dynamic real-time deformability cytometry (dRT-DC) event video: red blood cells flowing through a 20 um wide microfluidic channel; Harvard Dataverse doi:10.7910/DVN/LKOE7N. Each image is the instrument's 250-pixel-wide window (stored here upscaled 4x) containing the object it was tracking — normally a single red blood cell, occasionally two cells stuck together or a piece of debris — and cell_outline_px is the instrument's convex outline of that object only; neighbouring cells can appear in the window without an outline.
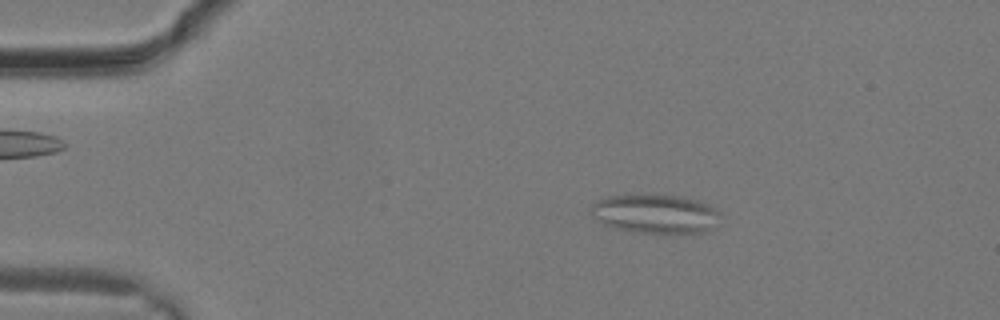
{"species": "common noctule bat (a hibernating species)", "species_latin": "Nyctalus noctula", "temperature_condition": "warm", "stored_images_in_passage": 29, "camera_frame_rate_fps": 3000, "um_per_image_px": 0.085, "animal": {"sex": "male", "body_mass_g": 19.2, "forearm_length_mm": 51.8}, "frame": {"image": 1, "passage_image": 5, "time_ms": 1.333, "image_size_px": [1000, 320], "cell_outline_px": [[720, 212], [708, 228], [700, 232], [632, 232], [616, 228], [604, 224], [588, 212], [592, 204], [596, 200], [608, 196], [628, 192], [684, 196], [708, 204], [716, 208]], "centroid_in_image_um": [55.57, 18.1], "position_along_channel_um": 29.4, "area_um2": 29.54}}
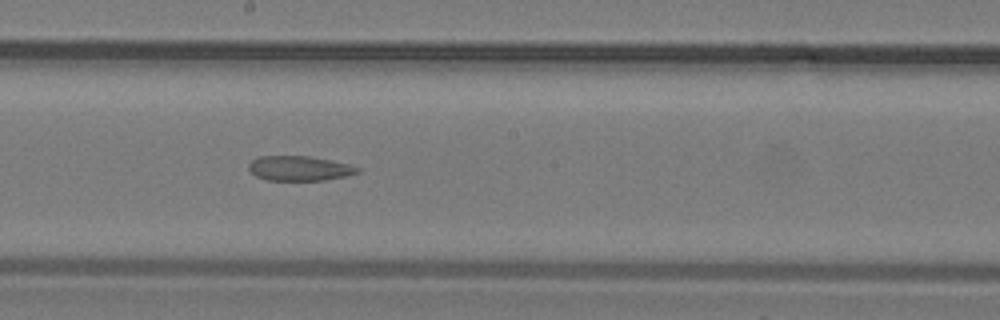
{"frame": {"image": 2, "passage_image": 16, "time_ms": 5.0, "image_size_px": [1000, 320], "cell_outline_px": [[360, 172], [344, 176], [324, 180], [268, 180], [256, 176], [248, 168], [248, 164], [252, 160], [260, 156], [312, 156], [348, 164], [360, 168]], "centroid_in_image_um": [25.44, 14.3], "position_along_channel_um": 222.8, "area_um2": 15.61}}
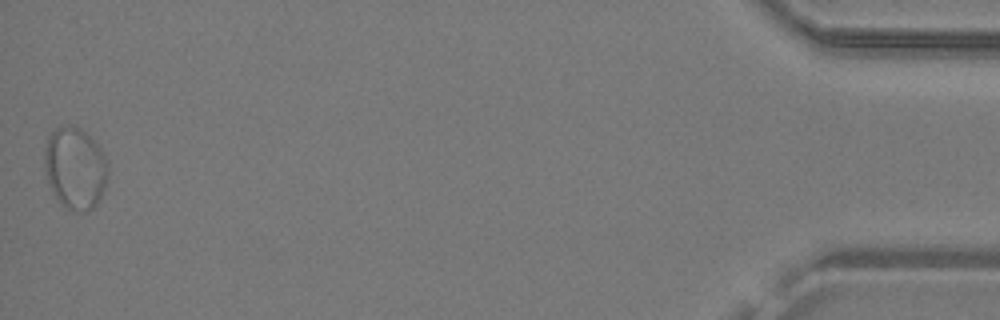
{"frame": {"image": 3, "passage_image": 29, "time_ms": 9.333, "image_size_px": [1000, 320], "cell_outline_px": [[108, 176], [104, 188], [96, 204], [88, 212], [76, 212], [60, 204], [44, 172], [44, 148], [48, 136], [60, 124], [68, 124], [80, 128], [100, 148], [108, 160]], "centroid_in_image_um": [6.38, 14.28], "position_along_channel_um": 428.8, "area_um2": 30.46}}